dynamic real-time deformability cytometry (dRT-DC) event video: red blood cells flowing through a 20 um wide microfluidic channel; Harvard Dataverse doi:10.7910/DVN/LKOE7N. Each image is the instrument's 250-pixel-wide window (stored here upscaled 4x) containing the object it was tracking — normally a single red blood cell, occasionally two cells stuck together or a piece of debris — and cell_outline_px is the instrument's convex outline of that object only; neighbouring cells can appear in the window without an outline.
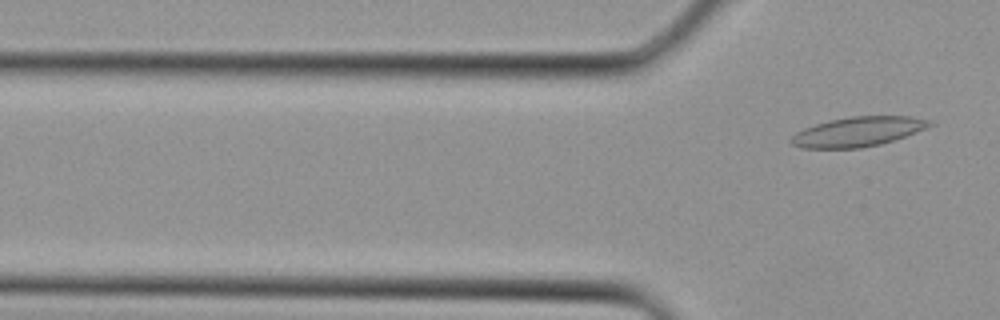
{"species": "Egyptian fruit bat (a non-hibernating species)", "species_latin": "Rousettus aegyptiacus", "temperature_condition": "cold", "stored_images_in_passage": 4, "camera_frame_rate_fps": 3000, "um_per_image_px": 0.085, "animal": {"sex": "female"}, "frame": {"image": 1, "passage_image": 4, "time_ms": 1.0, "image_size_px": [1000, 320], "cell_outline_px": [[932, 124], [916, 132], [880, 144], [860, 148], [800, 148], [792, 144], [788, 140], [796, 132], [804, 128], [828, 120], [852, 116], [912, 116], [928, 120]], "centroid_in_image_um": [72.85, 11.19], "position_along_channel_um": 52.9, "area_um2": 23.7}}